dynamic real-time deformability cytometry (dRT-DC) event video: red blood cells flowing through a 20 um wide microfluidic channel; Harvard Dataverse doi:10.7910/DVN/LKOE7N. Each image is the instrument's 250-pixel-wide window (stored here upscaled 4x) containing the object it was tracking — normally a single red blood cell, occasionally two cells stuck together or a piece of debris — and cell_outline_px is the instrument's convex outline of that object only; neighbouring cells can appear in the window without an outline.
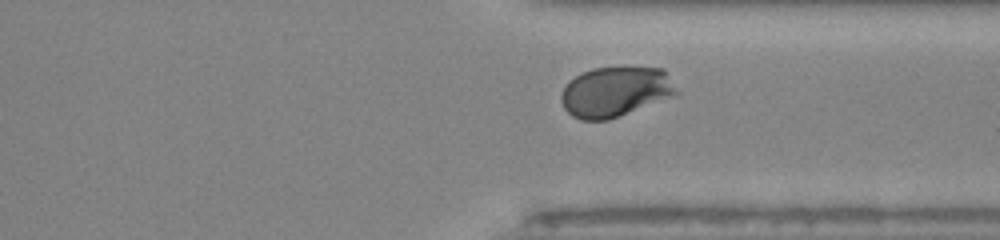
{"species": "human", "species_latin": "Homo sapiens", "temperature_condition": "room temperature", "stored_images_in_passage": 26, "camera_frame_rate_fps": 3000, "um_per_image_px": 0.085, "donor": {"sex": "male"}, "frame": {"image": 1, "passage_image": 22, "time_ms": 7.0, "image_size_px": [1000, 240], "cell_outline_px": [[680, 92], [676, 96], [620, 116], [608, 120], [580, 120], [572, 116], [564, 108], [560, 100], [560, 96], [568, 80], [580, 72], [592, 68], [664, 68]], "centroid_in_image_um": [52.31, 7.81], "position_along_channel_um": 359.1, "area_um2": 34.04}}
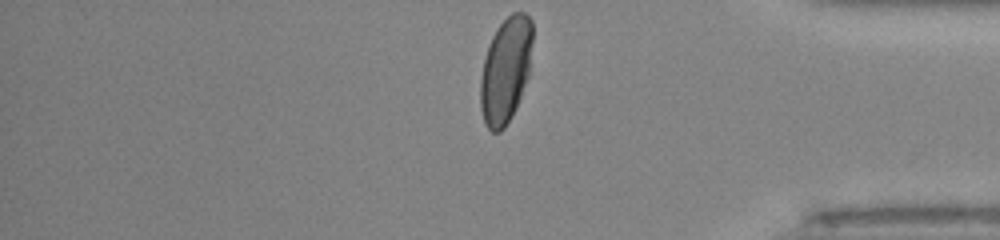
{"frame": {"image": 2, "passage_image": 26, "time_ms": 8.333, "image_size_px": [1000, 240], "cell_outline_px": [[532, 40], [528, 76], [520, 96], [504, 128], [500, 132], [492, 132], [484, 124], [480, 108], [480, 80], [484, 60], [492, 36], [496, 28], [512, 12], [524, 12], [532, 20]], "centroid_in_image_um": [42.96, 5.94], "position_along_channel_um": 392.2, "area_um2": 31.73}}